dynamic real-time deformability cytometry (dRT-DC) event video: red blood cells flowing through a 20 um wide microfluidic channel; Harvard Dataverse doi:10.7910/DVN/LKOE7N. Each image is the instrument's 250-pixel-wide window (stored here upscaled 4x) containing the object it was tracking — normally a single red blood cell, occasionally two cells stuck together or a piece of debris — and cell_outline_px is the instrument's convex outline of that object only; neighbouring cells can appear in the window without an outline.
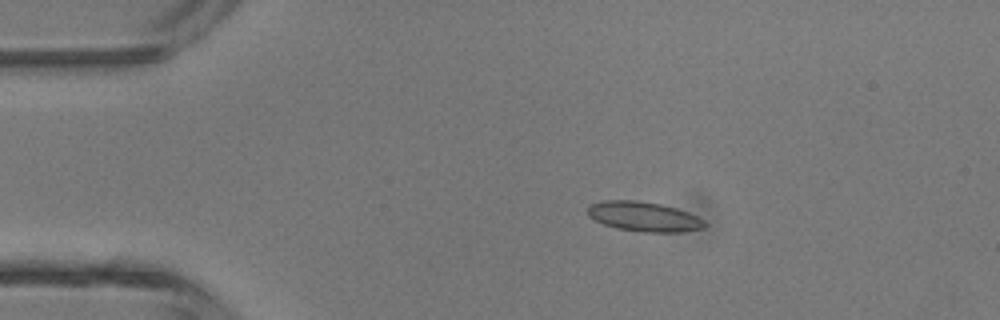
{"species": "common noctule bat (a hibernating species)", "species_latin": "Nyctalus noctula", "temperature_condition": "room temperature", "stored_images_in_passage": 4, "camera_frame_rate_fps": 3000, "um_per_image_px": 0.085, "animal": {"sex": "male", "body_mass_g": 13.3}, "frame": {"image": 1, "passage_image": 3, "time_ms": 2.333, "image_size_px": [1000, 320], "cell_outline_px": [[708, 224], [704, 228], [680, 232], [644, 232], [616, 228], [604, 224], [588, 216], [588, 204], [600, 200], [636, 200], [660, 204], [676, 208], [688, 212], [704, 220]], "centroid_in_image_um": [54.72, 18.4], "position_along_channel_um": 30.3, "area_um2": 20.35}}